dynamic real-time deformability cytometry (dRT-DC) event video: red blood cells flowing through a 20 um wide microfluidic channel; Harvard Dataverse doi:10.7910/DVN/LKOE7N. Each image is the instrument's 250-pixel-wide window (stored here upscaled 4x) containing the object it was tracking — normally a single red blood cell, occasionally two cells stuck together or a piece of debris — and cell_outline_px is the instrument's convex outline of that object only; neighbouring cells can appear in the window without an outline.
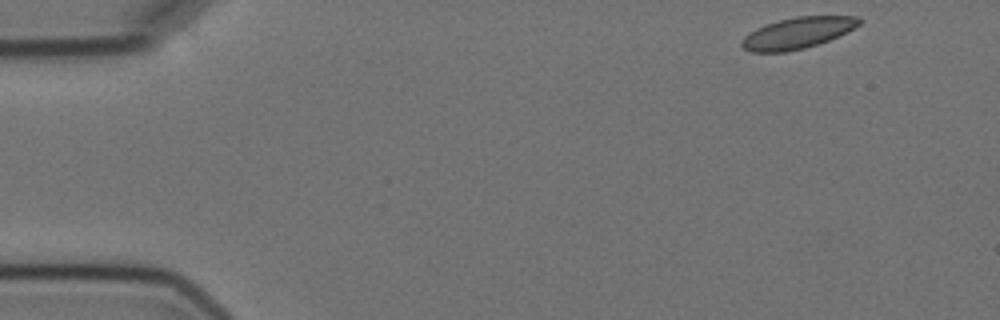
{"species": "Egyptian fruit bat (a non-hibernating species)", "species_latin": "Rousettus aegyptiacus", "temperature_condition": "cold", "stored_images_in_passage": 4, "camera_frame_rate_fps": 3000, "um_per_image_px": 0.085, "animal": {"sex": "female"}, "frame": {"image": 1, "passage_image": 1, "time_ms": 0.0, "image_size_px": [1000, 320], "cell_outline_px": [[864, 20], [860, 24], [828, 40], [804, 48], [784, 52], [752, 52], [744, 48], [740, 44], [744, 36], [756, 28], [780, 20], [796, 16], [856, 16]], "centroid_in_image_um": [67.77, 2.8], "position_along_channel_um": 17.2, "area_um2": 20.98}}
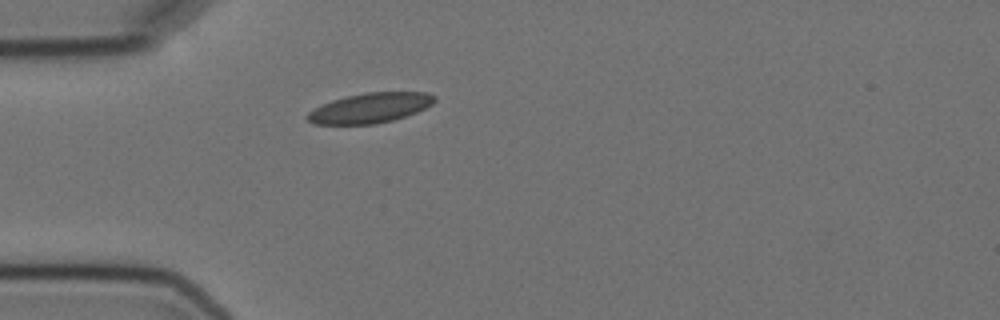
{"frame": {"image": 2, "passage_image": 4, "time_ms": 3.667, "image_size_px": [1000, 320], "cell_outline_px": [[436, 100], [432, 104], [416, 112], [392, 120], [376, 124], [312, 124], [304, 116], [308, 112], [332, 100], [348, 96], [368, 92], [428, 92], [436, 96]], "centroid_in_image_um": [31.46, 9.17], "position_along_channel_um": 53.5, "area_um2": 22.02}}